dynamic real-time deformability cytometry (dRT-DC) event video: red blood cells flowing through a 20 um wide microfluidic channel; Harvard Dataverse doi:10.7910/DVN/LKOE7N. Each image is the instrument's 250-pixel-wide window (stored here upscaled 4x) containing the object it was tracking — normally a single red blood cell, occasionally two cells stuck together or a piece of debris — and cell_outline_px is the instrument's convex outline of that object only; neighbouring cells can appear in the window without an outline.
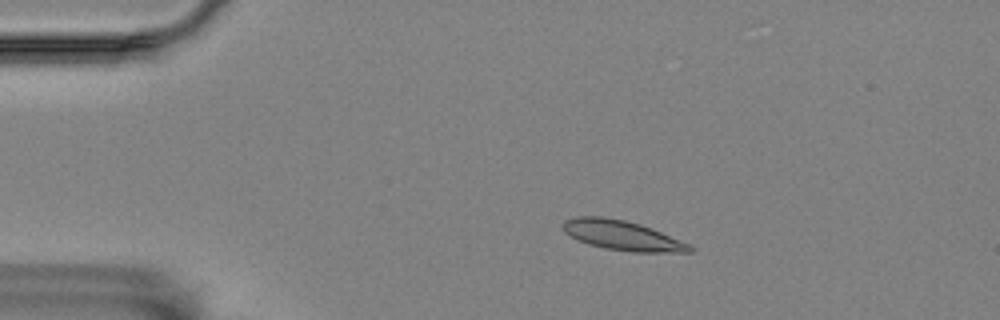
{"species": "Egyptian fruit bat (a non-hibernating species)", "species_latin": "Rousettus aegyptiacus", "temperature_condition": "room temperature", "stored_images_in_passage": 5, "camera_frame_rate_fps": 3000, "um_per_image_px": 0.085, "animal": {"sex": "female"}, "frame": {"image": 1, "passage_image": 3, "time_ms": 0.667, "image_size_px": [1000, 320], "cell_outline_px": [[692, 252], [632, 252], [604, 248], [588, 244], [576, 240], [564, 232], [564, 220], [576, 216], [600, 216], [624, 220], [640, 224], [652, 228], [688, 244], [692, 248]], "centroid_in_image_um": [52.84, 20.01], "position_along_channel_um": 32.2, "area_um2": 21.79}}